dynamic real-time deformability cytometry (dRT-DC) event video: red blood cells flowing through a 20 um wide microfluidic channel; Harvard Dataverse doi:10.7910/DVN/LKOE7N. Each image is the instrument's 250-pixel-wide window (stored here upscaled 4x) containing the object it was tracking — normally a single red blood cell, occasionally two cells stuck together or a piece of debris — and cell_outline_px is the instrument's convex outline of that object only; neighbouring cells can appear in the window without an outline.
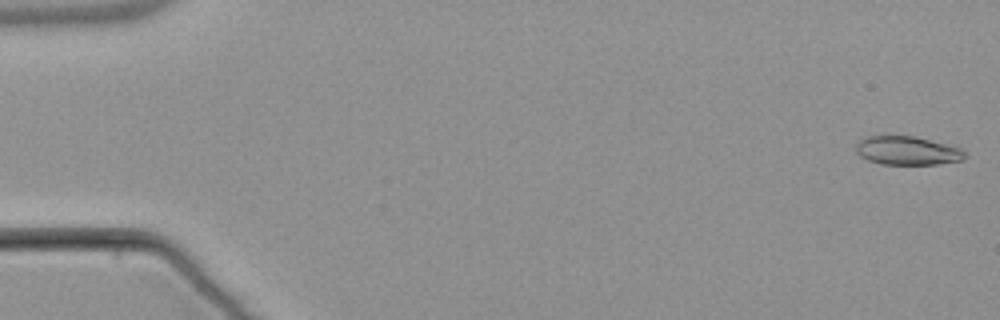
{"species": "common noctule bat (a hibernating species)", "species_latin": "Nyctalus noctula", "temperature_condition": "warm", "stored_images_in_passage": 33, "camera_frame_rate_fps": 3000, "um_per_image_px": 0.085, "animal": {"sex": "male", "body_mass_g": 21.5, "forearm_length_mm": 52.0}, "frame": {"image": 1, "passage_image": 1, "time_ms": 0.0, "image_size_px": [1000, 320], "cell_outline_px": [[968, 156], [960, 160], [936, 164], [880, 164], [868, 160], [860, 156], [856, 152], [856, 144], [860, 140], [868, 136], [912, 136], [960, 148], [968, 152]], "centroid_in_image_um": [77.11, 12.81], "position_along_channel_um": 7.9, "area_um2": 17.98}}
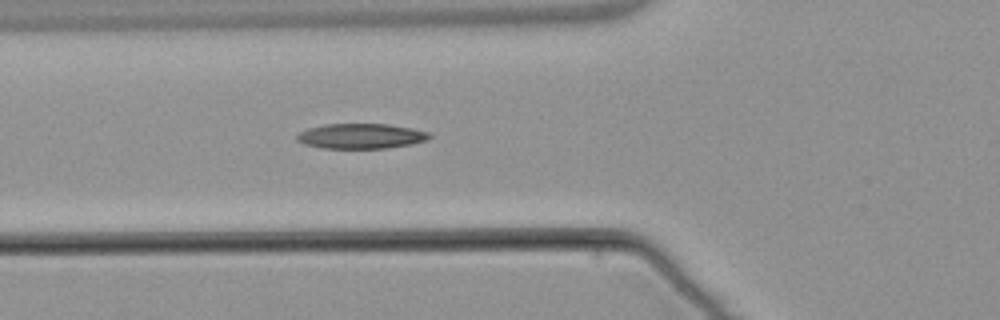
{"frame": {"image": 2, "passage_image": 20, "time_ms": 6.333, "image_size_px": [1000, 320], "cell_outline_px": [[432, 136], [428, 140], [412, 144], [388, 148], [324, 148], [304, 144], [296, 140], [296, 136], [300, 132], [308, 128], [324, 124], [388, 124], [412, 128], [428, 132]], "centroid_in_image_um": [30.7, 11.57], "position_along_channel_um": 95.1, "area_um2": 19.42}}
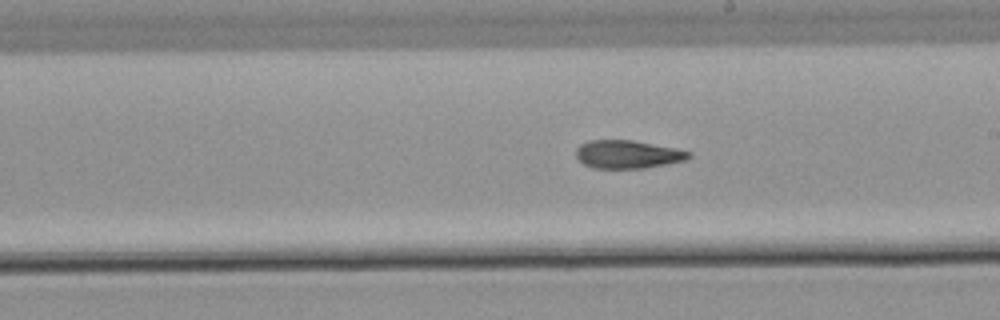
{"frame": {"image": 3, "passage_image": 31, "time_ms": 10.0, "image_size_px": [1000, 320], "cell_outline_px": [[692, 156], [684, 160], [644, 168], [592, 168], [584, 164], [576, 156], [576, 148], [580, 144], [588, 140], [632, 140], [676, 148], [692, 152]], "centroid_in_image_um": [53.33, 13.11], "position_along_channel_um": 235.7, "area_um2": 18.44}}